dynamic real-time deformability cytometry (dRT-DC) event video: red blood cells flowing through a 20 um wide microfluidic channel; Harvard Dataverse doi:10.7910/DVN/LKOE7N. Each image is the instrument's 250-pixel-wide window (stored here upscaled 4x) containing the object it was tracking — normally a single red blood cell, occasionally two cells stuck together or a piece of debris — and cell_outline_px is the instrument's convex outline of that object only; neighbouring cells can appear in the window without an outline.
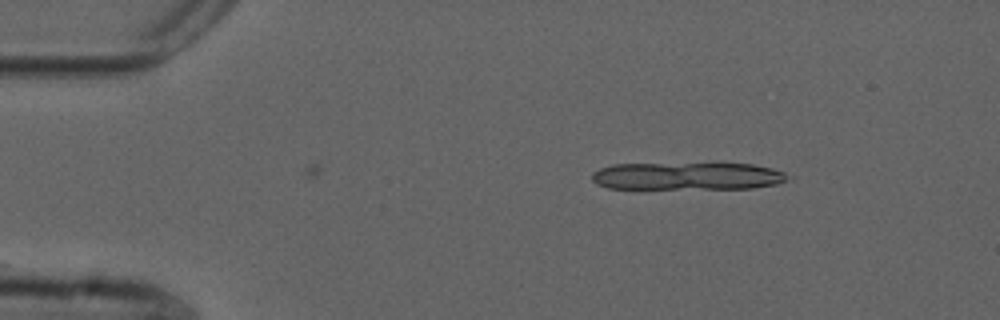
{"species": "common noctule bat (a hibernating species)", "species_latin": "Nyctalus noctula", "temperature_condition": "cold", "stored_images_in_passage": 3, "camera_frame_rate_fps": 3000, "um_per_image_px": 0.085, "animal": {"sex": "male", "forearm_length_mm": 52.5}, "frame": {"image": 1, "passage_image": 2, "time_ms": 0.333, "image_size_px": [1000, 320], "cell_outline_px": [[796, 176], [776, 184], [752, 188], [608, 188], [596, 184], [592, 180], [592, 172], [600, 168], [612, 164], [752, 164], [772, 168]], "centroid_in_image_um": [58.45, 14.97], "position_along_channel_um": 26.5, "area_um2": 31.33}}